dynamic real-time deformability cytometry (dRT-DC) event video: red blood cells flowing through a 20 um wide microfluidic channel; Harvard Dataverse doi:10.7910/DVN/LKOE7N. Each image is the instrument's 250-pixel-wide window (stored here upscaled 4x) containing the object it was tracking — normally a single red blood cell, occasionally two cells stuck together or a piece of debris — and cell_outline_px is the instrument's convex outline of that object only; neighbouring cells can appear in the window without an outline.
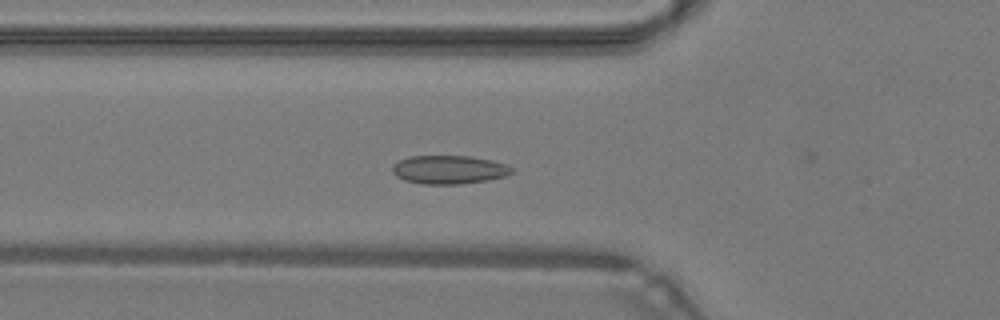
{"species": "common noctule bat (a hibernating species)", "species_latin": "Nyctalus noctula", "temperature_condition": "warm", "stored_images_in_passage": 45, "camera_frame_rate_fps": 3000, "um_per_image_px": 0.085, "animal": {"sex": "male", "body_mass_g": 19.2, "forearm_length_mm": 51.8}, "frame": {"image": 1, "passage_image": 14, "time_ms": 4.333, "image_size_px": [1000, 320], "cell_outline_px": [[516, 168], [512, 172], [504, 176], [488, 180], [460, 184], [424, 184], [404, 180], [396, 176], [392, 172], [392, 164], [400, 160], [412, 156], [472, 156], [492, 160]], "centroid_in_image_um": [38.17, 14.42], "position_along_channel_um": 87.6, "area_um2": 19.88}}
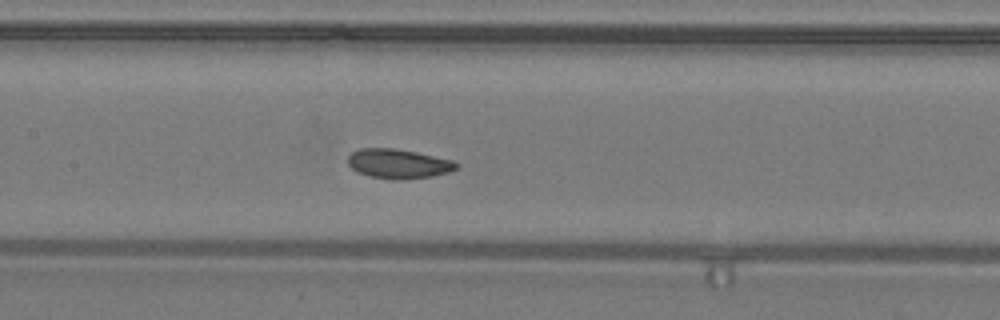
{"frame": {"image": 2, "passage_image": 20, "time_ms": 6.333, "image_size_px": [1000, 320], "cell_outline_px": [[460, 164], [456, 168], [448, 172], [432, 176], [400, 180], [392, 180], [372, 176], [356, 172], [348, 164], [348, 156], [352, 152], [360, 148], [396, 148], [416, 152], [452, 160]], "centroid_in_image_um": [33.84, 13.91], "position_along_channel_um": 173.6, "area_um2": 18.61}}
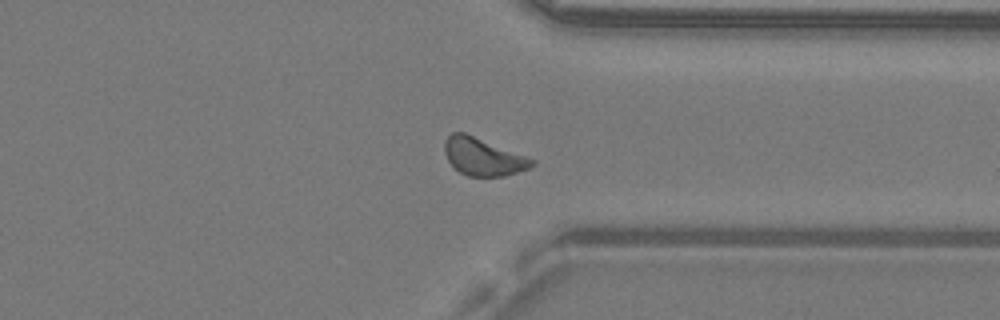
{"frame": {"image": 3, "passage_image": 34, "time_ms": 11.0, "image_size_px": [1000, 320], "cell_outline_px": [[536, 164], [528, 168], [504, 176], [468, 176], [460, 172], [448, 160], [444, 152], [444, 140], [452, 132], [464, 132], [536, 160]], "centroid_in_image_um": [41.05, 13.32], "position_along_channel_um": 370.4, "area_um2": 18.9}, "authors_computed_cell_mechanics": {"area_um2": 18.8428, "velocity_mm_per_s": 4.2726, "shape_relaxation_time_tau1_ms": 5.4699, "shape_relaxation_time_tau2_ms": 3.9561, "deformation_change_tau1": 0.0818, "deformation_change_tau2": 0.0784}}